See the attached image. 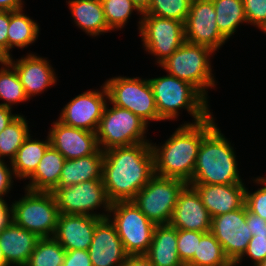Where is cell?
<instances>
[{
	"mask_svg": "<svg viewBox=\"0 0 266 266\" xmlns=\"http://www.w3.org/2000/svg\"><path fill=\"white\" fill-rule=\"evenodd\" d=\"M187 184L182 179L154 175L132 201L154 224H169L178 197Z\"/></svg>",
	"mask_w": 266,
	"mask_h": 266,
	"instance_id": "9c48e42d",
	"label": "cell"
},
{
	"mask_svg": "<svg viewBox=\"0 0 266 266\" xmlns=\"http://www.w3.org/2000/svg\"><path fill=\"white\" fill-rule=\"evenodd\" d=\"M255 183L263 185L260 189L251 193L245 188V206L247 210L266 220V177L254 178Z\"/></svg>",
	"mask_w": 266,
	"mask_h": 266,
	"instance_id": "8d00e7d4",
	"label": "cell"
},
{
	"mask_svg": "<svg viewBox=\"0 0 266 266\" xmlns=\"http://www.w3.org/2000/svg\"><path fill=\"white\" fill-rule=\"evenodd\" d=\"M138 23L143 47L145 51L156 56L159 65L185 42L183 22L154 15H141Z\"/></svg>",
	"mask_w": 266,
	"mask_h": 266,
	"instance_id": "7c38bea8",
	"label": "cell"
},
{
	"mask_svg": "<svg viewBox=\"0 0 266 266\" xmlns=\"http://www.w3.org/2000/svg\"><path fill=\"white\" fill-rule=\"evenodd\" d=\"M66 250L51 238H40L26 266H62Z\"/></svg>",
	"mask_w": 266,
	"mask_h": 266,
	"instance_id": "d6a6232c",
	"label": "cell"
},
{
	"mask_svg": "<svg viewBox=\"0 0 266 266\" xmlns=\"http://www.w3.org/2000/svg\"><path fill=\"white\" fill-rule=\"evenodd\" d=\"M122 266H153L145 255H128Z\"/></svg>",
	"mask_w": 266,
	"mask_h": 266,
	"instance_id": "bcb514c9",
	"label": "cell"
},
{
	"mask_svg": "<svg viewBox=\"0 0 266 266\" xmlns=\"http://www.w3.org/2000/svg\"><path fill=\"white\" fill-rule=\"evenodd\" d=\"M204 232L177 229V250L179 258L186 265L197 253L198 243Z\"/></svg>",
	"mask_w": 266,
	"mask_h": 266,
	"instance_id": "d590c367",
	"label": "cell"
},
{
	"mask_svg": "<svg viewBox=\"0 0 266 266\" xmlns=\"http://www.w3.org/2000/svg\"><path fill=\"white\" fill-rule=\"evenodd\" d=\"M247 23L266 30V0H243Z\"/></svg>",
	"mask_w": 266,
	"mask_h": 266,
	"instance_id": "74e56055",
	"label": "cell"
},
{
	"mask_svg": "<svg viewBox=\"0 0 266 266\" xmlns=\"http://www.w3.org/2000/svg\"><path fill=\"white\" fill-rule=\"evenodd\" d=\"M22 0H0V11H18L23 9Z\"/></svg>",
	"mask_w": 266,
	"mask_h": 266,
	"instance_id": "7dc6e473",
	"label": "cell"
},
{
	"mask_svg": "<svg viewBox=\"0 0 266 266\" xmlns=\"http://www.w3.org/2000/svg\"><path fill=\"white\" fill-rule=\"evenodd\" d=\"M101 88L88 90L70 100L61 110L58 121L66 126L97 132L108 103V92L104 83Z\"/></svg>",
	"mask_w": 266,
	"mask_h": 266,
	"instance_id": "5bb4252c",
	"label": "cell"
},
{
	"mask_svg": "<svg viewBox=\"0 0 266 266\" xmlns=\"http://www.w3.org/2000/svg\"><path fill=\"white\" fill-rule=\"evenodd\" d=\"M88 253L92 266H122L125 263L128 254L109 217L97 222Z\"/></svg>",
	"mask_w": 266,
	"mask_h": 266,
	"instance_id": "2e32d148",
	"label": "cell"
},
{
	"mask_svg": "<svg viewBox=\"0 0 266 266\" xmlns=\"http://www.w3.org/2000/svg\"><path fill=\"white\" fill-rule=\"evenodd\" d=\"M104 151L100 148L92 155L66 159L56 188L68 187L90 180H102Z\"/></svg>",
	"mask_w": 266,
	"mask_h": 266,
	"instance_id": "603a6c76",
	"label": "cell"
},
{
	"mask_svg": "<svg viewBox=\"0 0 266 266\" xmlns=\"http://www.w3.org/2000/svg\"><path fill=\"white\" fill-rule=\"evenodd\" d=\"M104 84L110 105L128 109L148 125L149 121H162L148 79L118 76L109 78Z\"/></svg>",
	"mask_w": 266,
	"mask_h": 266,
	"instance_id": "30bf717a",
	"label": "cell"
},
{
	"mask_svg": "<svg viewBox=\"0 0 266 266\" xmlns=\"http://www.w3.org/2000/svg\"><path fill=\"white\" fill-rule=\"evenodd\" d=\"M15 178L13 169L0 159V196L4 197L12 188L14 182L12 178Z\"/></svg>",
	"mask_w": 266,
	"mask_h": 266,
	"instance_id": "b9f144b4",
	"label": "cell"
},
{
	"mask_svg": "<svg viewBox=\"0 0 266 266\" xmlns=\"http://www.w3.org/2000/svg\"><path fill=\"white\" fill-rule=\"evenodd\" d=\"M210 232L219 241L226 257L234 265L246 252L252 233L246 224L245 204L212 218Z\"/></svg>",
	"mask_w": 266,
	"mask_h": 266,
	"instance_id": "4fadbf2b",
	"label": "cell"
},
{
	"mask_svg": "<svg viewBox=\"0 0 266 266\" xmlns=\"http://www.w3.org/2000/svg\"><path fill=\"white\" fill-rule=\"evenodd\" d=\"M50 145L65 159H77L94 154L98 149L96 132L70 127L56 120L48 132Z\"/></svg>",
	"mask_w": 266,
	"mask_h": 266,
	"instance_id": "e0dca14e",
	"label": "cell"
},
{
	"mask_svg": "<svg viewBox=\"0 0 266 266\" xmlns=\"http://www.w3.org/2000/svg\"><path fill=\"white\" fill-rule=\"evenodd\" d=\"M145 256L153 266H185L177 250V228L170 224L156 225Z\"/></svg>",
	"mask_w": 266,
	"mask_h": 266,
	"instance_id": "cb8c5ba5",
	"label": "cell"
},
{
	"mask_svg": "<svg viewBox=\"0 0 266 266\" xmlns=\"http://www.w3.org/2000/svg\"><path fill=\"white\" fill-rule=\"evenodd\" d=\"M216 13V24L220 33L228 40L243 23L247 24L243 0H212Z\"/></svg>",
	"mask_w": 266,
	"mask_h": 266,
	"instance_id": "f1b7e54d",
	"label": "cell"
},
{
	"mask_svg": "<svg viewBox=\"0 0 266 266\" xmlns=\"http://www.w3.org/2000/svg\"><path fill=\"white\" fill-rule=\"evenodd\" d=\"M0 266H7L6 262H5V259H4V256H3V252H2L1 247H0Z\"/></svg>",
	"mask_w": 266,
	"mask_h": 266,
	"instance_id": "681fc988",
	"label": "cell"
},
{
	"mask_svg": "<svg viewBox=\"0 0 266 266\" xmlns=\"http://www.w3.org/2000/svg\"><path fill=\"white\" fill-rule=\"evenodd\" d=\"M101 2L106 22L111 30H121L128 23L133 11L143 14L131 0H101Z\"/></svg>",
	"mask_w": 266,
	"mask_h": 266,
	"instance_id": "836d02e7",
	"label": "cell"
},
{
	"mask_svg": "<svg viewBox=\"0 0 266 266\" xmlns=\"http://www.w3.org/2000/svg\"><path fill=\"white\" fill-rule=\"evenodd\" d=\"M49 146V136H47L45 141H40L37 139L33 140L29 135L10 163L15 178H19V180L28 179L37 169L41 158Z\"/></svg>",
	"mask_w": 266,
	"mask_h": 266,
	"instance_id": "4316f807",
	"label": "cell"
},
{
	"mask_svg": "<svg viewBox=\"0 0 266 266\" xmlns=\"http://www.w3.org/2000/svg\"><path fill=\"white\" fill-rule=\"evenodd\" d=\"M155 98L156 108L161 120H175L180 109H186L198 123L208 118V100L190 83L170 74L148 79ZM179 110V111H178Z\"/></svg>",
	"mask_w": 266,
	"mask_h": 266,
	"instance_id": "277c9868",
	"label": "cell"
},
{
	"mask_svg": "<svg viewBox=\"0 0 266 266\" xmlns=\"http://www.w3.org/2000/svg\"><path fill=\"white\" fill-rule=\"evenodd\" d=\"M10 23V11H0V60L8 59L7 31Z\"/></svg>",
	"mask_w": 266,
	"mask_h": 266,
	"instance_id": "60d3db41",
	"label": "cell"
},
{
	"mask_svg": "<svg viewBox=\"0 0 266 266\" xmlns=\"http://www.w3.org/2000/svg\"><path fill=\"white\" fill-rule=\"evenodd\" d=\"M40 238L13 221L0 232V247L7 266H26Z\"/></svg>",
	"mask_w": 266,
	"mask_h": 266,
	"instance_id": "7402d4cb",
	"label": "cell"
},
{
	"mask_svg": "<svg viewBox=\"0 0 266 266\" xmlns=\"http://www.w3.org/2000/svg\"><path fill=\"white\" fill-rule=\"evenodd\" d=\"M212 217L203 205L196 189L187 184L181 191L174 207L170 225L181 230L209 232Z\"/></svg>",
	"mask_w": 266,
	"mask_h": 266,
	"instance_id": "ac0fdd59",
	"label": "cell"
},
{
	"mask_svg": "<svg viewBox=\"0 0 266 266\" xmlns=\"http://www.w3.org/2000/svg\"><path fill=\"white\" fill-rule=\"evenodd\" d=\"M0 105L11 108L12 105L29 100L20 82L15 68L5 59L0 60ZM5 66V67H4Z\"/></svg>",
	"mask_w": 266,
	"mask_h": 266,
	"instance_id": "1f68e13d",
	"label": "cell"
},
{
	"mask_svg": "<svg viewBox=\"0 0 266 266\" xmlns=\"http://www.w3.org/2000/svg\"><path fill=\"white\" fill-rule=\"evenodd\" d=\"M185 266H234L224 254L221 244L209 231L203 233L197 253Z\"/></svg>",
	"mask_w": 266,
	"mask_h": 266,
	"instance_id": "f546056e",
	"label": "cell"
},
{
	"mask_svg": "<svg viewBox=\"0 0 266 266\" xmlns=\"http://www.w3.org/2000/svg\"><path fill=\"white\" fill-rule=\"evenodd\" d=\"M19 114H12V109L0 105V132L3 131Z\"/></svg>",
	"mask_w": 266,
	"mask_h": 266,
	"instance_id": "f6af8a7d",
	"label": "cell"
},
{
	"mask_svg": "<svg viewBox=\"0 0 266 266\" xmlns=\"http://www.w3.org/2000/svg\"><path fill=\"white\" fill-rule=\"evenodd\" d=\"M12 221L39 238L54 237L59 211L52 192L32 191L11 204Z\"/></svg>",
	"mask_w": 266,
	"mask_h": 266,
	"instance_id": "8992f818",
	"label": "cell"
},
{
	"mask_svg": "<svg viewBox=\"0 0 266 266\" xmlns=\"http://www.w3.org/2000/svg\"><path fill=\"white\" fill-rule=\"evenodd\" d=\"M12 221V207L8 206L4 197L0 196V232Z\"/></svg>",
	"mask_w": 266,
	"mask_h": 266,
	"instance_id": "ee69618b",
	"label": "cell"
},
{
	"mask_svg": "<svg viewBox=\"0 0 266 266\" xmlns=\"http://www.w3.org/2000/svg\"><path fill=\"white\" fill-rule=\"evenodd\" d=\"M30 130L26 118L18 115L3 131L0 132V159L15 158L18 149L29 137Z\"/></svg>",
	"mask_w": 266,
	"mask_h": 266,
	"instance_id": "4dcf8cb0",
	"label": "cell"
},
{
	"mask_svg": "<svg viewBox=\"0 0 266 266\" xmlns=\"http://www.w3.org/2000/svg\"><path fill=\"white\" fill-rule=\"evenodd\" d=\"M193 186L211 217L228 213L245 204V185L190 184Z\"/></svg>",
	"mask_w": 266,
	"mask_h": 266,
	"instance_id": "44dd1931",
	"label": "cell"
},
{
	"mask_svg": "<svg viewBox=\"0 0 266 266\" xmlns=\"http://www.w3.org/2000/svg\"><path fill=\"white\" fill-rule=\"evenodd\" d=\"M248 256L252 259L254 266H257L259 263L266 259V235H257L252 236L249 241L246 252L243 256L234 264L238 266L243 260V257Z\"/></svg>",
	"mask_w": 266,
	"mask_h": 266,
	"instance_id": "f35d334b",
	"label": "cell"
},
{
	"mask_svg": "<svg viewBox=\"0 0 266 266\" xmlns=\"http://www.w3.org/2000/svg\"><path fill=\"white\" fill-rule=\"evenodd\" d=\"M62 266H92L88 250H66Z\"/></svg>",
	"mask_w": 266,
	"mask_h": 266,
	"instance_id": "ab89813d",
	"label": "cell"
},
{
	"mask_svg": "<svg viewBox=\"0 0 266 266\" xmlns=\"http://www.w3.org/2000/svg\"><path fill=\"white\" fill-rule=\"evenodd\" d=\"M37 22L23 13L22 10L10 12V23L7 31L8 38V58L11 57L10 50L18 47L23 49L33 44L39 36Z\"/></svg>",
	"mask_w": 266,
	"mask_h": 266,
	"instance_id": "83f0119b",
	"label": "cell"
},
{
	"mask_svg": "<svg viewBox=\"0 0 266 266\" xmlns=\"http://www.w3.org/2000/svg\"><path fill=\"white\" fill-rule=\"evenodd\" d=\"M215 125L211 114L198 123L184 122L162 146L150 143L155 175L182 179L188 183L193 176L202 139Z\"/></svg>",
	"mask_w": 266,
	"mask_h": 266,
	"instance_id": "7a4b0ae2",
	"label": "cell"
},
{
	"mask_svg": "<svg viewBox=\"0 0 266 266\" xmlns=\"http://www.w3.org/2000/svg\"><path fill=\"white\" fill-rule=\"evenodd\" d=\"M234 147L215 125L202 139L192 179L188 184H244Z\"/></svg>",
	"mask_w": 266,
	"mask_h": 266,
	"instance_id": "3957f363",
	"label": "cell"
},
{
	"mask_svg": "<svg viewBox=\"0 0 266 266\" xmlns=\"http://www.w3.org/2000/svg\"><path fill=\"white\" fill-rule=\"evenodd\" d=\"M257 266H266V259L262 261L261 263H259Z\"/></svg>",
	"mask_w": 266,
	"mask_h": 266,
	"instance_id": "f907efd6",
	"label": "cell"
},
{
	"mask_svg": "<svg viewBox=\"0 0 266 266\" xmlns=\"http://www.w3.org/2000/svg\"><path fill=\"white\" fill-rule=\"evenodd\" d=\"M211 48L185 41L159 66L170 75L193 85L206 99L208 88L216 86L211 69Z\"/></svg>",
	"mask_w": 266,
	"mask_h": 266,
	"instance_id": "5b68a950",
	"label": "cell"
},
{
	"mask_svg": "<svg viewBox=\"0 0 266 266\" xmlns=\"http://www.w3.org/2000/svg\"><path fill=\"white\" fill-rule=\"evenodd\" d=\"M108 217L114 223L128 255H145L148 252L156 224L132 200L113 202Z\"/></svg>",
	"mask_w": 266,
	"mask_h": 266,
	"instance_id": "ba28073f",
	"label": "cell"
},
{
	"mask_svg": "<svg viewBox=\"0 0 266 266\" xmlns=\"http://www.w3.org/2000/svg\"><path fill=\"white\" fill-rule=\"evenodd\" d=\"M6 60L15 68L29 100L57 82L53 67L43 57L31 53L17 61L12 56Z\"/></svg>",
	"mask_w": 266,
	"mask_h": 266,
	"instance_id": "d6986e66",
	"label": "cell"
},
{
	"mask_svg": "<svg viewBox=\"0 0 266 266\" xmlns=\"http://www.w3.org/2000/svg\"><path fill=\"white\" fill-rule=\"evenodd\" d=\"M139 10L144 13L150 6L152 0H131Z\"/></svg>",
	"mask_w": 266,
	"mask_h": 266,
	"instance_id": "c3c4849f",
	"label": "cell"
},
{
	"mask_svg": "<svg viewBox=\"0 0 266 266\" xmlns=\"http://www.w3.org/2000/svg\"><path fill=\"white\" fill-rule=\"evenodd\" d=\"M59 214L88 215L107 218L112 202L109 200L103 180H90L52 191ZM103 207L106 214L94 212Z\"/></svg>",
	"mask_w": 266,
	"mask_h": 266,
	"instance_id": "8fae6325",
	"label": "cell"
},
{
	"mask_svg": "<svg viewBox=\"0 0 266 266\" xmlns=\"http://www.w3.org/2000/svg\"><path fill=\"white\" fill-rule=\"evenodd\" d=\"M100 219L88 215L59 214L54 238L65 250H88Z\"/></svg>",
	"mask_w": 266,
	"mask_h": 266,
	"instance_id": "ffe728a7",
	"label": "cell"
},
{
	"mask_svg": "<svg viewBox=\"0 0 266 266\" xmlns=\"http://www.w3.org/2000/svg\"><path fill=\"white\" fill-rule=\"evenodd\" d=\"M148 124L125 108L106 104L96 137L98 147L108 150L114 147L151 143L146 139Z\"/></svg>",
	"mask_w": 266,
	"mask_h": 266,
	"instance_id": "52a82bcc",
	"label": "cell"
},
{
	"mask_svg": "<svg viewBox=\"0 0 266 266\" xmlns=\"http://www.w3.org/2000/svg\"><path fill=\"white\" fill-rule=\"evenodd\" d=\"M154 175V156L150 143L104 151L102 180L112 203L132 200Z\"/></svg>",
	"mask_w": 266,
	"mask_h": 266,
	"instance_id": "6da1fadb",
	"label": "cell"
},
{
	"mask_svg": "<svg viewBox=\"0 0 266 266\" xmlns=\"http://www.w3.org/2000/svg\"><path fill=\"white\" fill-rule=\"evenodd\" d=\"M192 0H152L142 15L175 19L185 24Z\"/></svg>",
	"mask_w": 266,
	"mask_h": 266,
	"instance_id": "e575fe53",
	"label": "cell"
},
{
	"mask_svg": "<svg viewBox=\"0 0 266 266\" xmlns=\"http://www.w3.org/2000/svg\"><path fill=\"white\" fill-rule=\"evenodd\" d=\"M65 160L63 155L50 145L37 169L28 178L29 184L25 188L32 191L52 192L59 183Z\"/></svg>",
	"mask_w": 266,
	"mask_h": 266,
	"instance_id": "484cf974",
	"label": "cell"
},
{
	"mask_svg": "<svg viewBox=\"0 0 266 266\" xmlns=\"http://www.w3.org/2000/svg\"><path fill=\"white\" fill-rule=\"evenodd\" d=\"M246 224L250 229L252 236L266 235V220L249 212L246 208Z\"/></svg>",
	"mask_w": 266,
	"mask_h": 266,
	"instance_id": "7bdbcfd3",
	"label": "cell"
},
{
	"mask_svg": "<svg viewBox=\"0 0 266 266\" xmlns=\"http://www.w3.org/2000/svg\"><path fill=\"white\" fill-rule=\"evenodd\" d=\"M184 30L185 41L207 46L214 52L227 41L217 27L212 0H192Z\"/></svg>",
	"mask_w": 266,
	"mask_h": 266,
	"instance_id": "9a60e30c",
	"label": "cell"
},
{
	"mask_svg": "<svg viewBox=\"0 0 266 266\" xmlns=\"http://www.w3.org/2000/svg\"><path fill=\"white\" fill-rule=\"evenodd\" d=\"M68 6L75 24L89 36L112 31L106 22L101 0H69Z\"/></svg>",
	"mask_w": 266,
	"mask_h": 266,
	"instance_id": "d4e9b609",
	"label": "cell"
}]
</instances>
